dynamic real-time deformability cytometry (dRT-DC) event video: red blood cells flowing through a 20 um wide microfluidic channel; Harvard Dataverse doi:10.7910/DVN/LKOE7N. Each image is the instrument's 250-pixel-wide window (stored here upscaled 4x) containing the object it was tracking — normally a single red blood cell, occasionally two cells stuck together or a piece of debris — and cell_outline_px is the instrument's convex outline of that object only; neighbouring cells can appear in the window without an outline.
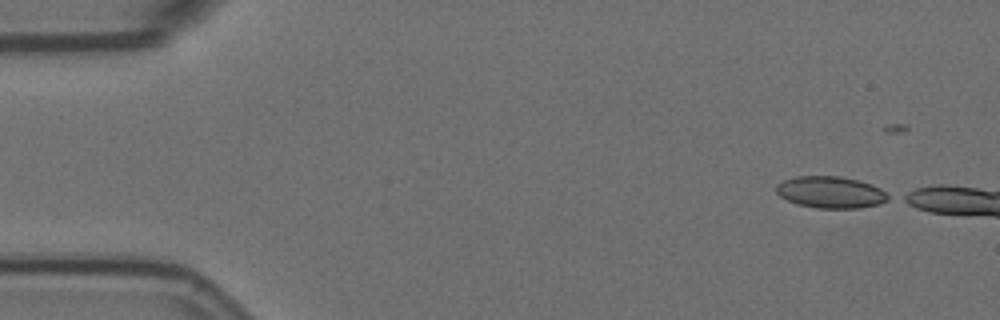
{"species": "Egyptian fruit bat (a non-hibernating species)", "species_latin": "Rousettus aegyptiacus", "temperature_condition": "room temperature", "stored_images_in_passage": 4, "camera_frame_rate_fps": 3000, "um_per_image_px": 0.085, "animal": {"sex": "female"}, "frame": {"image": 1, "passage_image": 1, "time_ms": 0.0, "image_size_px": [1000, 320], "cell_outline_px": [[892, 196], [888, 200], [880, 204], [860, 208], [816, 208], [796, 204], [780, 196], [776, 192], [776, 184], [784, 180], [796, 176], [840, 176], [872, 184], [880, 188]], "centroid_in_image_um": [70.62, 16.34], "position_along_channel_um": 14.4, "area_um2": 20.87}}